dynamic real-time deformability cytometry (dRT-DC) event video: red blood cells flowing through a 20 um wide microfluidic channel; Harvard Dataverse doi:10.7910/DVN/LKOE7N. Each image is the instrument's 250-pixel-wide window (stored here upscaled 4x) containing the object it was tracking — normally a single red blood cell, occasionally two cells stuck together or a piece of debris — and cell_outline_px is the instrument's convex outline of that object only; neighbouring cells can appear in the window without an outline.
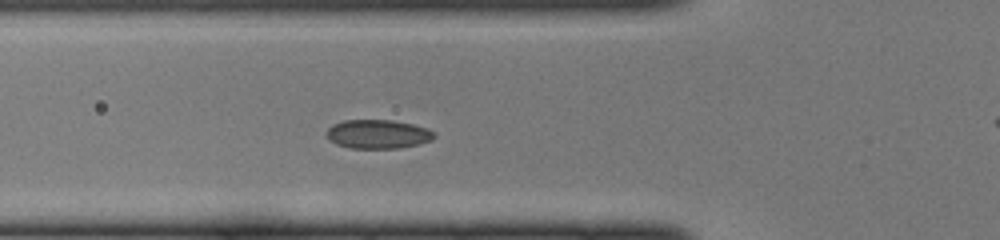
{"species": "common noctule bat (a hibernating species)", "species_latin": "Nyctalus noctula", "temperature_condition": "cold", "stored_images_in_passage": 43, "camera_frame_rate_fps": 3000, "um_per_image_px": 0.085, "animal": {"sex": "female", "body_mass_g": 22.0, "forearm_length_mm": 56.7}, "frame": {"image": 1, "passage_image": 11, "time_ms": 3.333, "image_size_px": [1000, 240], "cell_outline_px": [[436, 136], [432, 140], [420, 144], [400, 148], [348, 148], [336, 144], [328, 140], [324, 132], [332, 124], [344, 120], [392, 120], [412, 124], [428, 128], [436, 132]], "centroid_in_image_um": [32.11, 11.4], "position_along_channel_um": 93.7, "area_um2": 18.5}}
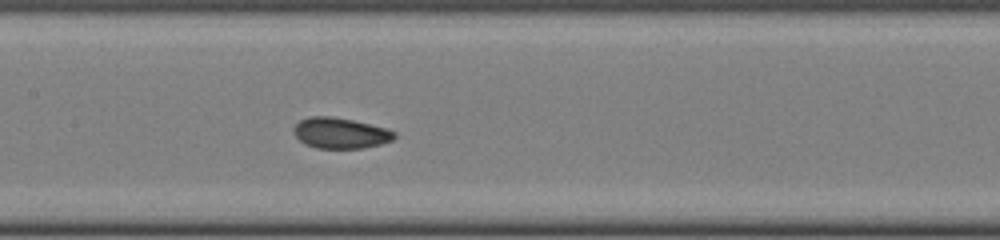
{"frame": {"image": 2, "passage_image": 17, "time_ms": 5.333, "image_size_px": [1000, 240], "cell_outline_px": [[396, 136], [392, 140], [380, 144], [364, 148], [316, 148], [304, 144], [292, 132], [292, 128], [300, 120], [308, 116], [332, 116], [352, 120], [384, 128], [396, 132]], "centroid_in_image_um": [28.89, 11.31], "position_along_channel_um": 178.5, "area_um2": 18.03}}
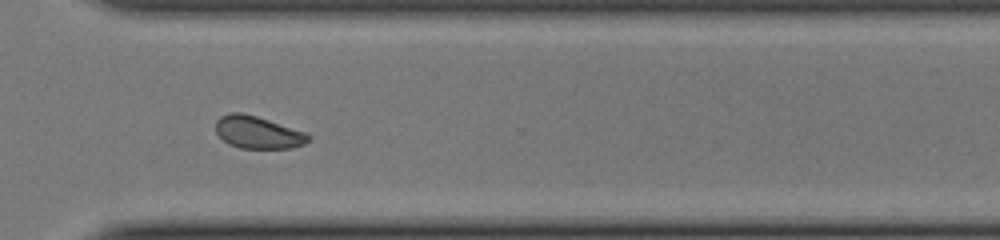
{"frame": {"image": 3, "passage_image": 29, "time_ms": 9.333, "image_size_px": [1000, 240], "cell_outline_px": [[312, 140], [304, 144], [292, 148], [240, 148], [228, 144], [216, 132], [216, 120], [220, 116], [232, 112], [240, 112], [256, 116], [304, 132], [312, 136]], "centroid_in_image_um": [21.92, 11.26], "position_along_channel_um": 348.7, "area_um2": 17.4}}